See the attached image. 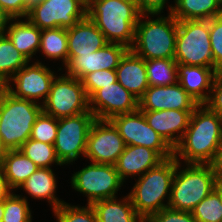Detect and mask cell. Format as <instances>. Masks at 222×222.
<instances>
[{
    "instance_id": "6da1fadb",
    "label": "cell",
    "mask_w": 222,
    "mask_h": 222,
    "mask_svg": "<svg viewBox=\"0 0 222 222\" xmlns=\"http://www.w3.org/2000/svg\"><path fill=\"white\" fill-rule=\"evenodd\" d=\"M222 147V116L199 104L192 112L179 144L174 148V158L184 163L212 164Z\"/></svg>"
},
{
    "instance_id": "7a4b0ae2",
    "label": "cell",
    "mask_w": 222,
    "mask_h": 222,
    "mask_svg": "<svg viewBox=\"0 0 222 222\" xmlns=\"http://www.w3.org/2000/svg\"><path fill=\"white\" fill-rule=\"evenodd\" d=\"M140 12L133 3L121 0H87L86 16L103 33L108 43L131 49Z\"/></svg>"
},
{
    "instance_id": "3957f363",
    "label": "cell",
    "mask_w": 222,
    "mask_h": 222,
    "mask_svg": "<svg viewBox=\"0 0 222 222\" xmlns=\"http://www.w3.org/2000/svg\"><path fill=\"white\" fill-rule=\"evenodd\" d=\"M177 163L174 156L164 159L140 176L128 194L136 213L145 222L168 207ZM164 199H167V204Z\"/></svg>"
},
{
    "instance_id": "277c9868",
    "label": "cell",
    "mask_w": 222,
    "mask_h": 222,
    "mask_svg": "<svg viewBox=\"0 0 222 222\" xmlns=\"http://www.w3.org/2000/svg\"><path fill=\"white\" fill-rule=\"evenodd\" d=\"M42 105L14 97L4 87L0 92V140L6 150H17L31 137Z\"/></svg>"
},
{
    "instance_id": "5b68a950",
    "label": "cell",
    "mask_w": 222,
    "mask_h": 222,
    "mask_svg": "<svg viewBox=\"0 0 222 222\" xmlns=\"http://www.w3.org/2000/svg\"><path fill=\"white\" fill-rule=\"evenodd\" d=\"M148 16L156 15H140L131 50L145 60L174 59L178 21L169 13L156 19ZM146 17L148 20L143 21Z\"/></svg>"
},
{
    "instance_id": "8992f818",
    "label": "cell",
    "mask_w": 222,
    "mask_h": 222,
    "mask_svg": "<svg viewBox=\"0 0 222 222\" xmlns=\"http://www.w3.org/2000/svg\"><path fill=\"white\" fill-rule=\"evenodd\" d=\"M180 164L176 166L168 207L191 212L214 190L217 177L212 164L187 163L182 170Z\"/></svg>"
},
{
    "instance_id": "52a82bcc",
    "label": "cell",
    "mask_w": 222,
    "mask_h": 222,
    "mask_svg": "<svg viewBox=\"0 0 222 222\" xmlns=\"http://www.w3.org/2000/svg\"><path fill=\"white\" fill-rule=\"evenodd\" d=\"M174 60L177 64L214 68L210 19L178 21Z\"/></svg>"
},
{
    "instance_id": "ba28073f",
    "label": "cell",
    "mask_w": 222,
    "mask_h": 222,
    "mask_svg": "<svg viewBox=\"0 0 222 222\" xmlns=\"http://www.w3.org/2000/svg\"><path fill=\"white\" fill-rule=\"evenodd\" d=\"M42 110L56 119L88 112L89 99L82 81L66 73L56 76Z\"/></svg>"
},
{
    "instance_id": "9c48e42d",
    "label": "cell",
    "mask_w": 222,
    "mask_h": 222,
    "mask_svg": "<svg viewBox=\"0 0 222 222\" xmlns=\"http://www.w3.org/2000/svg\"><path fill=\"white\" fill-rule=\"evenodd\" d=\"M90 165L74 172L71 186L74 190L87 196V204L116 198L119 188L124 184L115 165L90 162Z\"/></svg>"
},
{
    "instance_id": "30bf717a",
    "label": "cell",
    "mask_w": 222,
    "mask_h": 222,
    "mask_svg": "<svg viewBox=\"0 0 222 222\" xmlns=\"http://www.w3.org/2000/svg\"><path fill=\"white\" fill-rule=\"evenodd\" d=\"M95 120V116L90 110L75 116L57 119L54 148L57 158L63 165L75 162L80 154L85 156L88 133Z\"/></svg>"
},
{
    "instance_id": "8fae6325",
    "label": "cell",
    "mask_w": 222,
    "mask_h": 222,
    "mask_svg": "<svg viewBox=\"0 0 222 222\" xmlns=\"http://www.w3.org/2000/svg\"><path fill=\"white\" fill-rule=\"evenodd\" d=\"M118 130L126 146L139 145L155 150L163 159L174 156V149L151 126L138 109L109 120Z\"/></svg>"
},
{
    "instance_id": "7c38bea8",
    "label": "cell",
    "mask_w": 222,
    "mask_h": 222,
    "mask_svg": "<svg viewBox=\"0 0 222 222\" xmlns=\"http://www.w3.org/2000/svg\"><path fill=\"white\" fill-rule=\"evenodd\" d=\"M87 0H43L30 8L27 19L39 29L70 28L86 17Z\"/></svg>"
},
{
    "instance_id": "4fadbf2b",
    "label": "cell",
    "mask_w": 222,
    "mask_h": 222,
    "mask_svg": "<svg viewBox=\"0 0 222 222\" xmlns=\"http://www.w3.org/2000/svg\"><path fill=\"white\" fill-rule=\"evenodd\" d=\"M55 77L54 72L43 65L42 62L37 61L31 65L28 62L4 87L19 99H26L35 103H38L39 99H43L40 103L43 105L49 95ZM11 82L14 84L11 85Z\"/></svg>"
},
{
    "instance_id": "5bb4252c",
    "label": "cell",
    "mask_w": 222,
    "mask_h": 222,
    "mask_svg": "<svg viewBox=\"0 0 222 222\" xmlns=\"http://www.w3.org/2000/svg\"><path fill=\"white\" fill-rule=\"evenodd\" d=\"M126 144L109 120H95L89 130L84 158L99 164L115 165Z\"/></svg>"
},
{
    "instance_id": "9a60e30c",
    "label": "cell",
    "mask_w": 222,
    "mask_h": 222,
    "mask_svg": "<svg viewBox=\"0 0 222 222\" xmlns=\"http://www.w3.org/2000/svg\"><path fill=\"white\" fill-rule=\"evenodd\" d=\"M139 109V99L127 91L118 81L98 89L89 98V110L97 120L131 113Z\"/></svg>"
},
{
    "instance_id": "2e32d148",
    "label": "cell",
    "mask_w": 222,
    "mask_h": 222,
    "mask_svg": "<svg viewBox=\"0 0 222 222\" xmlns=\"http://www.w3.org/2000/svg\"><path fill=\"white\" fill-rule=\"evenodd\" d=\"M129 50L124 45L108 43L98 51L74 56L66 65L67 75L81 80L86 74L99 70H116L120 60Z\"/></svg>"
},
{
    "instance_id": "e0dca14e",
    "label": "cell",
    "mask_w": 222,
    "mask_h": 222,
    "mask_svg": "<svg viewBox=\"0 0 222 222\" xmlns=\"http://www.w3.org/2000/svg\"><path fill=\"white\" fill-rule=\"evenodd\" d=\"M198 105L178 82L167 86H149L139 99L141 111L195 110Z\"/></svg>"
},
{
    "instance_id": "ac0fdd59",
    "label": "cell",
    "mask_w": 222,
    "mask_h": 222,
    "mask_svg": "<svg viewBox=\"0 0 222 222\" xmlns=\"http://www.w3.org/2000/svg\"><path fill=\"white\" fill-rule=\"evenodd\" d=\"M194 110L142 111L151 126L174 149L182 139ZM176 133H178L176 135Z\"/></svg>"
},
{
    "instance_id": "d6986e66",
    "label": "cell",
    "mask_w": 222,
    "mask_h": 222,
    "mask_svg": "<svg viewBox=\"0 0 222 222\" xmlns=\"http://www.w3.org/2000/svg\"><path fill=\"white\" fill-rule=\"evenodd\" d=\"M68 62L78 55H87L103 48L108 41L96 24L87 16L73 27L67 28Z\"/></svg>"
},
{
    "instance_id": "ffe728a7",
    "label": "cell",
    "mask_w": 222,
    "mask_h": 222,
    "mask_svg": "<svg viewBox=\"0 0 222 222\" xmlns=\"http://www.w3.org/2000/svg\"><path fill=\"white\" fill-rule=\"evenodd\" d=\"M163 160L164 159L153 149L139 145H128L119 156L115 168L121 180L125 182V179L129 176H142Z\"/></svg>"
},
{
    "instance_id": "44dd1931",
    "label": "cell",
    "mask_w": 222,
    "mask_h": 222,
    "mask_svg": "<svg viewBox=\"0 0 222 222\" xmlns=\"http://www.w3.org/2000/svg\"><path fill=\"white\" fill-rule=\"evenodd\" d=\"M216 73L213 67L177 64L178 83L199 104L208 100Z\"/></svg>"
},
{
    "instance_id": "7402d4cb",
    "label": "cell",
    "mask_w": 222,
    "mask_h": 222,
    "mask_svg": "<svg viewBox=\"0 0 222 222\" xmlns=\"http://www.w3.org/2000/svg\"><path fill=\"white\" fill-rule=\"evenodd\" d=\"M117 81L135 97L140 99L148 85L145 59L129 49L116 68Z\"/></svg>"
},
{
    "instance_id": "603a6c76",
    "label": "cell",
    "mask_w": 222,
    "mask_h": 222,
    "mask_svg": "<svg viewBox=\"0 0 222 222\" xmlns=\"http://www.w3.org/2000/svg\"><path fill=\"white\" fill-rule=\"evenodd\" d=\"M25 20L21 18L9 19L8 23L10 24L6 25L3 33L14 44V47L31 61L37 51L39 52L42 30L33 25L27 18Z\"/></svg>"
},
{
    "instance_id": "cb8c5ba5",
    "label": "cell",
    "mask_w": 222,
    "mask_h": 222,
    "mask_svg": "<svg viewBox=\"0 0 222 222\" xmlns=\"http://www.w3.org/2000/svg\"><path fill=\"white\" fill-rule=\"evenodd\" d=\"M55 173L51 168L39 167L34 173H32L29 178L20 186L24 189L31 198L34 199H47L52 206V211L54 212L61 204L65 201L59 200L56 197L55 192L57 188V180L55 178Z\"/></svg>"
},
{
    "instance_id": "d4e9b609",
    "label": "cell",
    "mask_w": 222,
    "mask_h": 222,
    "mask_svg": "<svg viewBox=\"0 0 222 222\" xmlns=\"http://www.w3.org/2000/svg\"><path fill=\"white\" fill-rule=\"evenodd\" d=\"M168 11L177 21L209 20L222 15V0H174Z\"/></svg>"
},
{
    "instance_id": "484cf974",
    "label": "cell",
    "mask_w": 222,
    "mask_h": 222,
    "mask_svg": "<svg viewBox=\"0 0 222 222\" xmlns=\"http://www.w3.org/2000/svg\"><path fill=\"white\" fill-rule=\"evenodd\" d=\"M98 222H145L135 211L129 195L123 199H104L92 204Z\"/></svg>"
},
{
    "instance_id": "4316f807",
    "label": "cell",
    "mask_w": 222,
    "mask_h": 222,
    "mask_svg": "<svg viewBox=\"0 0 222 222\" xmlns=\"http://www.w3.org/2000/svg\"><path fill=\"white\" fill-rule=\"evenodd\" d=\"M38 168L39 167L19 149L6 150L2 170L12 190L20 189V186Z\"/></svg>"
},
{
    "instance_id": "83f0119b",
    "label": "cell",
    "mask_w": 222,
    "mask_h": 222,
    "mask_svg": "<svg viewBox=\"0 0 222 222\" xmlns=\"http://www.w3.org/2000/svg\"><path fill=\"white\" fill-rule=\"evenodd\" d=\"M28 62L30 61L14 47L10 39L3 32L0 33V82L6 85Z\"/></svg>"
},
{
    "instance_id": "f1b7e54d",
    "label": "cell",
    "mask_w": 222,
    "mask_h": 222,
    "mask_svg": "<svg viewBox=\"0 0 222 222\" xmlns=\"http://www.w3.org/2000/svg\"><path fill=\"white\" fill-rule=\"evenodd\" d=\"M39 51L49 59H61L65 66L68 63L67 29L61 27L43 29Z\"/></svg>"
},
{
    "instance_id": "f546056e",
    "label": "cell",
    "mask_w": 222,
    "mask_h": 222,
    "mask_svg": "<svg viewBox=\"0 0 222 222\" xmlns=\"http://www.w3.org/2000/svg\"><path fill=\"white\" fill-rule=\"evenodd\" d=\"M149 86H167L178 82L177 62L174 59L145 60Z\"/></svg>"
},
{
    "instance_id": "4dcf8cb0",
    "label": "cell",
    "mask_w": 222,
    "mask_h": 222,
    "mask_svg": "<svg viewBox=\"0 0 222 222\" xmlns=\"http://www.w3.org/2000/svg\"><path fill=\"white\" fill-rule=\"evenodd\" d=\"M38 167L51 168L52 164L63 166L57 158L53 144L40 142L29 138L19 149Z\"/></svg>"
},
{
    "instance_id": "1f68e13d",
    "label": "cell",
    "mask_w": 222,
    "mask_h": 222,
    "mask_svg": "<svg viewBox=\"0 0 222 222\" xmlns=\"http://www.w3.org/2000/svg\"><path fill=\"white\" fill-rule=\"evenodd\" d=\"M31 210L27 197L12 192L4 200V214L2 222H32Z\"/></svg>"
},
{
    "instance_id": "d6a6232c",
    "label": "cell",
    "mask_w": 222,
    "mask_h": 222,
    "mask_svg": "<svg viewBox=\"0 0 222 222\" xmlns=\"http://www.w3.org/2000/svg\"><path fill=\"white\" fill-rule=\"evenodd\" d=\"M197 222H222V204L213 190L191 211Z\"/></svg>"
},
{
    "instance_id": "836d02e7",
    "label": "cell",
    "mask_w": 222,
    "mask_h": 222,
    "mask_svg": "<svg viewBox=\"0 0 222 222\" xmlns=\"http://www.w3.org/2000/svg\"><path fill=\"white\" fill-rule=\"evenodd\" d=\"M57 222H98L92 205L72 206L64 202L55 211Z\"/></svg>"
},
{
    "instance_id": "e575fe53",
    "label": "cell",
    "mask_w": 222,
    "mask_h": 222,
    "mask_svg": "<svg viewBox=\"0 0 222 222\" xmlns=\"http://www.w3.org/2000/svg\"><path fill=\"white\" fill-rule=\"evenodd\" d=\"M57 119L45 114L43 111L37 117L32 128L31 139L53 144L56 140Z\"/></svg>"
},
{
    "instance_id": "d590c367",
    "label": "cell",
    "mask_w": 222,
    "mask_h": 222,
    "mask_svg": "<svg viewBox=\"0 0 222 222\" xmlns=\"http://www.w3.org/2000/svg\"><path fill=\"white\" fill-rule=\"evenodd\" d=\"M81 81L89 99L98 89L117 81L116 71L104 69L91 72L86 74Z\"/></svg>"
},
{
    "instance_id": "8d00e7d4",
    "label": "cell",
    "mask_w": 222,
    "mask_h": 222,
    "mask_svg": "<svg viewBox=\"0 0 222 222\" xmlns=\"http://www.w3.org/2000/svg\"><path fill=\"white\" fill-rule=\"evenodd\" d=\"M210 44L214 68L222 71V15L210 19Z\"/></svg>"
},
{
    "instance_id": "74e56055",
    "label": "cell",
    "mask_w": 222,
    "mask_h": 222,
    "mask_svg": "<svg viewBox=\"0 0 222 222\" xmlns=\"http://www.w3.org/2000/svg\"><path fill=\"white\" fill-rule=\"evenodd\" d=\"M146 222H197L192 212L171 209L169 207L152 215Z\"/></svg>"
},
{
    "instance_id": "f35d334b",
    "label": "cell",
    "mask_w": 222,
    "mask_h": 222,
    "mask_svg": "<svg viewBox=\"0 0 222 222\" xmlns=\"http://www.w3.org/2000/svg\"><path fill=\"white\" fill-rule=\"evenodd\" d=\"M204 104L222 116V71L216 73L209 98Z\"/></svg>"
},
{
    "instance_id": "ab89813d",
    "label": "cell",
    "mask_w": 222,
    "mask_h": 222,
    "mask_svg": "<svg viewBox=\"0 0 222 222\" xmlns=\"http://www.w3.org/2000/svg\"><path fill=\"white\" fill-rule=\"evenodd\" d=\"M0 7L9 19L27 18L28 0H0Z\"/></svg>"
},
{
    "instance_id": "60d3db41",
    "label": "cell",
    "mask_w": 222,
    "mask_h": 222,
    "mask_svg": "<svg viewBox=\"0 0 222 222\" xmlns=\"http://www.w3.org/2000/svg\"><path fill=\"white\" fill-rule=\"evenodd\" d=\"M168 0H138V10L141 15H159L163 13Z\"/></svg>"
},
{
    "instance_id": "b9f144b4",
    "label": "cell",
    "mask_w": 222,
    "mask_h": 222,
    "mask_svg": "<svg viewBox=\"0 0 222 222\" xmlns=\"http://www.w3.org/2000/svg\"><path fill=\"white\" fill-rule=\"evenodd\" d=\"M12 189L8 185L2 168H0V201H4L11 193Z\"/></svg>"
},
{
    "instance_id": "7bdbcfd3",
    "label": "cell",
    "mask_w": 222,
    "mask_h": 222,
    "mask_svg": "<svg viewBox=\"0 0 222 222\" xmlns=\"http://www.w3.org/2000/svg\"><path fill=\"white\" fill-rule=\"evenodd\" d=\"M212 166L214 168L217 180L222 182V147L218 151Z\"/></svg>"
},
{
    "instance_id": "ee69618b",
    "label": "cell",
    "mask_w": 222,
    "mask_h": 222,
    "mask_svg": "<svg viewBox=\"0 0 222 222\" xmlns=\"http://www.w3.org/2000/svg\"><path fill=\"white\" fill-rule=\"evenodd\" d=\"M8 20L9 18L0 7V33H2L6 25H8Z\"/></svg>"
},
{
    "instance_id": "f6af8a7d",
    "label": "cell",
    "mask_w": 222,
    "mask_h": 222,
    "mask_svg": "<svg viewBox=\"0 0 222 222\" xmlns=\"http://www.w3.org/2000/svg\"><path fill=\"white\" fill-rule=\"evenodd\" d=\"M214 190L218 193L219 199L222 204V182L221 181H218V180L216 181Z\"/></svg>"
},
{
    "instance_id": "bcb514c9",
    "label": "cell",
    "mask_w": 222,
    "mask_h": 222,
    "mask_svg": "<svg viewBox=\"0 0 222 222\" xmlns=\"http://www.w3.org/2000/svg\"><path fill=\"white\" fill-rule=\"evenodd\" d=\"M5 153H6V149L2 146V143H1V140H0V168H2Z\"/></svg>"
},
{
    "instance_id": "7dc6e473",
    "label": "cell",
    "mask_w": 222,
    "mask_h": 222,
    "mask_svg": "<svg viewBox=\"0 0 222 222\" xmlns=\"http://www.w3.org/2000/svg\"><path fill=\"white\" fill-rule=\"evenodd\" d=\"M43 0H28V12L34 5L39 4Z\"/></svg>"
},
{
    "instance_id": "c3c4849f",
    "label": "cell",
    "mask_w": 222,
    "mask_h": 222,
    "mask_svg": "<svg viewBox=\"0 0 222 222\" xmlns=\"http://www.w3.org/2000/svg\"><path fill=\"white\" fill-rule=\"evenodd\" d=\"M3 214H4V201H0V222L3 220Z\"/></svg>"
},
{
    "instance_id": "681fc988",
    "label": "cell",
    "mask_w": 222,
    "mask_h": 222,
    "mask_svg": "<svg viewBox=\"0 0 222 222\" xmlns=\"http://www.w3.org/2000/svg\"><path fill=\"white\" fill-rule=\"evenodd\" d=\"M121 1H125V2H128V3H133L138 7V0H121Z\"/></svg>"
},
{
    "instance_id": "f907efd6",
    "label": "cell",
    "mask_w": 222,
    "mask_h": 222,
    "mask_svg": "<svg viewBox=\"0 0 222 222\" xmlns=\"http://www.w3.org/2000/svg\"><path fill=\"white\" fill-rule=\"evenodd\" d=\"M4 88V85L0 82V92Z\"/></svg>"
}]
</instances>
